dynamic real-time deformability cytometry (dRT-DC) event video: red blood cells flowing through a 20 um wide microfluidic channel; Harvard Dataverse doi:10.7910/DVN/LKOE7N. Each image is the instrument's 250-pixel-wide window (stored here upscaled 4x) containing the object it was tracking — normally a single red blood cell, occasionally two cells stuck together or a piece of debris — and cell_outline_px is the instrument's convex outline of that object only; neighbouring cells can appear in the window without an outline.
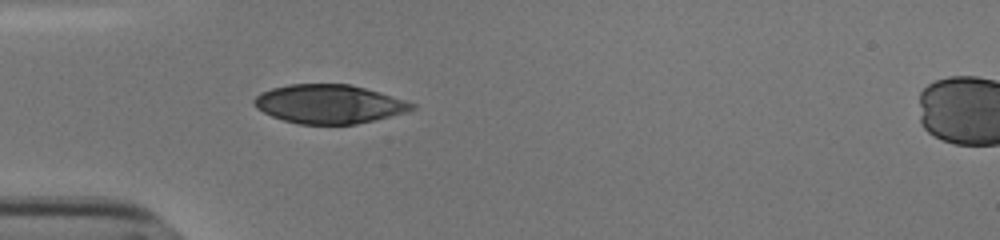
{"species": "human", "species_latin": "Homo sapiens", "temperature_condition": "cold", "stored_images_in_passage": 38, "camera_frame_rate_fps": 3000, "um_per_image_px": 0.085, "donor": {"sex": "male"}, "frame": {"image": 1, "passage_image": 1, "time_ms": 0.0, "image_size_px": [1000, 240], "cell_outline_px": [[416, 108], [408, 112], [356, 124], [300, 124], [284, 120], [272, 116], [256, 108], [252, 100], [260, 92], [272, 88], [288, 84], [348, 84], [380, 92], [416, 104]], "centroid_in_image_um": [27.96, 8.84], "position_along_channel_um": 57.0, "area_um2": 35.6}}
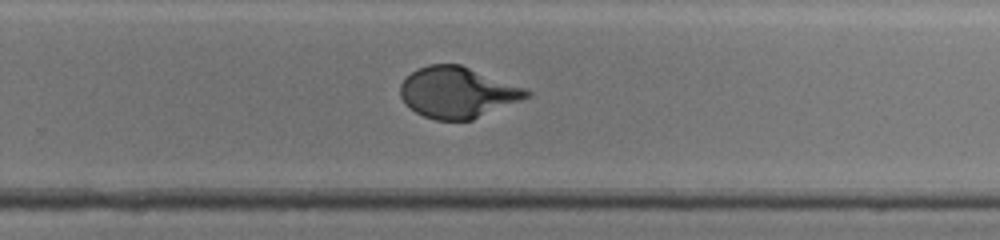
{"frame": {"image": 2, "passage_image": 20, "time_ms": 6.333, "image_size_px": [1000, 240], "cell_outline_px": [[532, 96], [472, 120], [436, 120], [424, 116], [416, 112], [404, 104], [400, 96], [400, 84], [412, 72], [428, 64], [460, 64], [528, 88], [532, 92]], "centroid_in_image_um": [38.92, 7.86], "position_along_channel_um": 290.9, "area_um2": 37.74}}
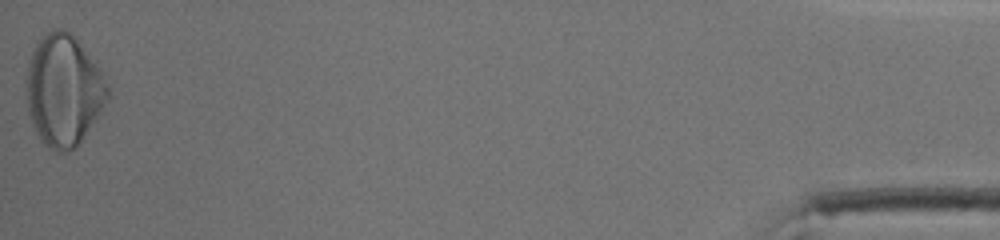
{"frame": {"image": 3, "passage_image": 38, "time_ms": 12.333, "image_size_px": [1000, 240], "cell_outline_px": [[108, 96], [100, 112], [76, 148], [64, 152], [56, 152], [44, 144], [40, 140], [32, 124], [28, 112], [28, 60], [32, 48], [52, 28], [64, 28], [76, 40], [96, 64], [108, 84]], "centroid_in_image_um": [5.39, 7.7], "position_along_channel_um": 429.8, "area_um2": 51.96}, "authors_computed_cell_mechanics": {"area_um2": 37.8012, "velocity_mm_per_s": 3.8079, "shape_relaxation_time_tau1_ms": 3.9858, "shape_relaxation_time_tau2_ms": null, "deformation_change_tau1": 0.1887, "deformation_change_tau2": null}}